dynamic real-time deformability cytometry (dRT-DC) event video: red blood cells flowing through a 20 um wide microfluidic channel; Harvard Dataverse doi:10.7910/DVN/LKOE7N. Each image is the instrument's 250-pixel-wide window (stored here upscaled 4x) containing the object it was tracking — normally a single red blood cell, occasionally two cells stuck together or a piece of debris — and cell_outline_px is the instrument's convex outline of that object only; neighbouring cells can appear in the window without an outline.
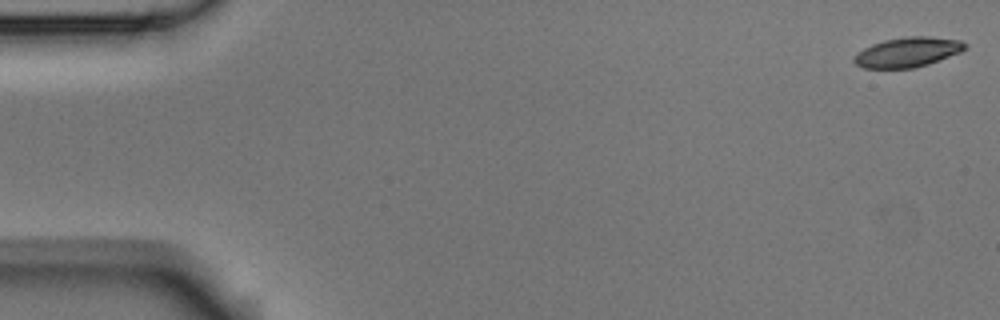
{"species": "Egyptian fruit bat (a non-hibernating species)", "species_latin": "Rousettus aegyptiacus", "temperature_condition": "room temperature", "stored_images_in_passage": 6, "segment_of_instrument_passage": [1, 2], "camera_frame_rate_fps": 3000, "um_per_image_px": 0.085, "animal": {"sex": "male"}, "frame": {"image": 1, "passage_image": 1, "time_ms": 0.0, "image_size_px": [1000, 320], "cell_outline_px": [[968, 48], [960, 52], [928, 64], [912, 68], [864, 68], [856, 64], [852, 60], [852, 56], [856, 52], [872, 44], [884, 40], [908, 36], [928, 36], [960, 40], [968, 44]], "centroid_in_image_um": [77.13, 4.43], "position_along_channel_um": 7.9, "area_um2": 19.36}}
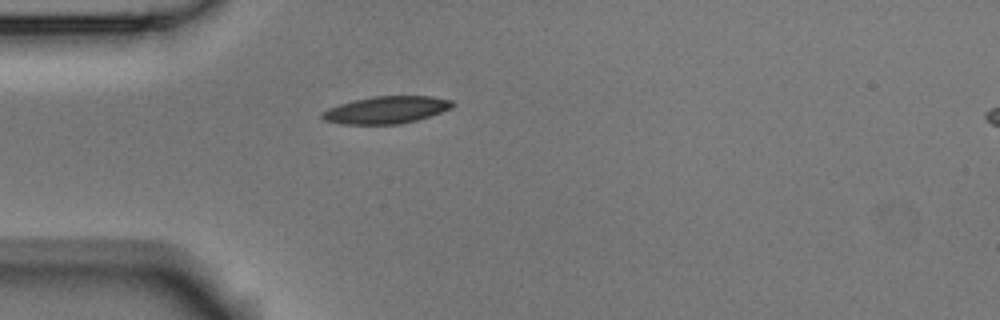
{"frame": {"image": 2, "passage_image": 5, "time_ms": 1.333, "image_size_px": [1000, 320], "cell_outline_px": [[456, 104], [452, 108], [416, 120], [396, 124], [340, 124], [324, 120], [320, 116], [320, 112], [328, 108], [352, 100], [372, 96], [432, 96], [452, 100]], "centroid_in_image_um": [32.8, 9.33], "position_along_channel_um": 52.2, "area_um2": 20.75}}